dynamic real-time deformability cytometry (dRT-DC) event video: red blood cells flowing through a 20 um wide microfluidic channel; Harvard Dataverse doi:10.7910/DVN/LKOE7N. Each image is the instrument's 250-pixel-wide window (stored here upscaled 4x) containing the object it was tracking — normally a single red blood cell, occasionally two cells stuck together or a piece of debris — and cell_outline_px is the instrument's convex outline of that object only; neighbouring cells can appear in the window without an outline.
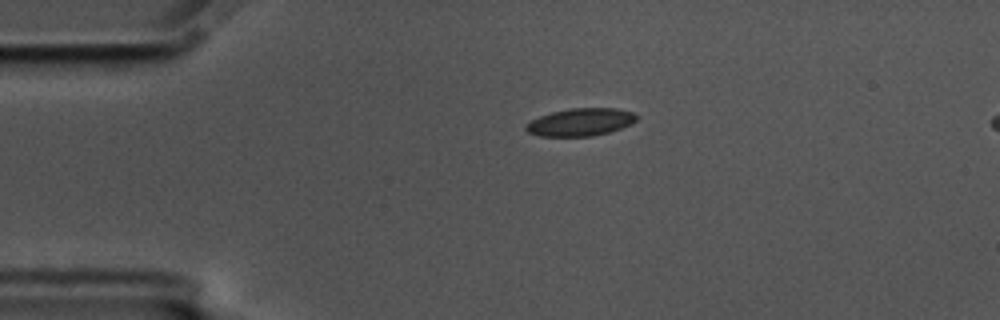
{"species": "common noctule bat (a hibernating species)", "species_latin": "Nyctalus noctula", "temperature_condition": "cold", "stored_images_in_passage": 47, "camera_frame_rate_fps": 3000, "um_per_image_px": 0.085, "animal": {"sex": "male", "body_mass_g": 17.5, "forearm_length_mm": 52.3}, "frame": {"image": 1, "passage_image": 1, "time_ms": 0.0, "image_size_px": [1000, 320], "cell_outline_px": [[640, 116], [632, 124], [608, 132], [592, 136], [540, 136], [528, 132], [524, 128], [524, 124], [540, 116], [552, 112], [572, 108], [616, 108], [632, 112]], "centroid_in_image_um": [49.35, 10.37], "position_along_channel_um": 35.6, "area_um2": 17.8}}
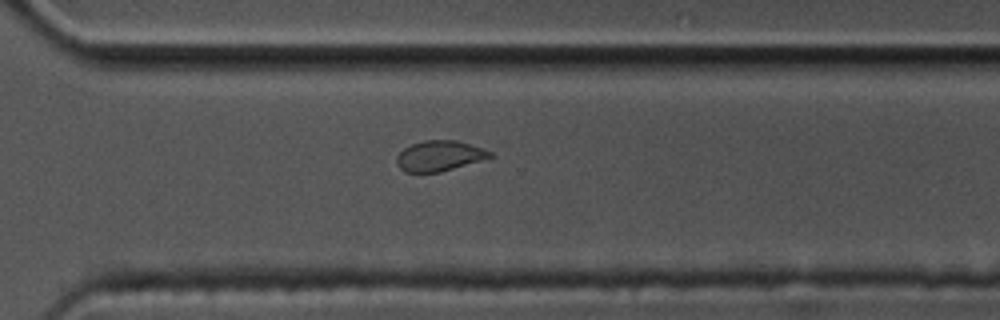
{"frame": {"image": 2, "passage_image": 30, "time_ms": 9.667, "image_size_px": [1000, 320], "cell_outline_px": [[496, 156], [440, 172], [404, 172], [396, 164], [396, 156], [404, 148], [412, 144], [424, 140], [456, 140], [484, 148], [492, 152]], "centroid_in_image_um": [37.36, 13.24], "position_along_channel_um": 333.2, "area_um2": 16.65}}
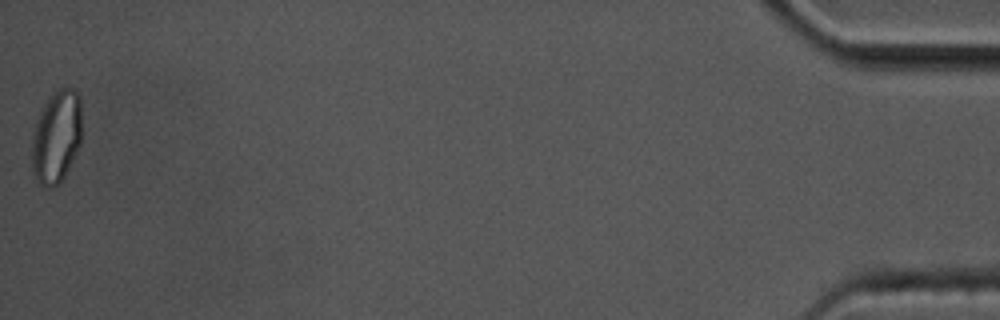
{"frame": {"image": 3, "passage_image": 47, "time_ms": 15.333, "image_size_px": [1000, 320], "cell_outline_px": [[80, 144], [60, 184], [52, 188], [44, 188], [36, 180], [32, 172], [32, 136], [36, 120], [40, 108], [48, 96], [60, 88], [76, 88], [80, 96]], "centroid_in_image_um": [4.76, 11.62], "position_along_channel_um": 430.4, "area_um2": 27.34}, "authors_computed_cell_mechanics": {"area_um2": 17.7446, "velocity_mm_per_s": 3.4327, "shape_relaxation_time_tau1_ms": null, "shape_relaxation_time_tau2_ms": 2.0302, "deformation_change_tau1": null, "deformation_change_tau2": 0.0493}}